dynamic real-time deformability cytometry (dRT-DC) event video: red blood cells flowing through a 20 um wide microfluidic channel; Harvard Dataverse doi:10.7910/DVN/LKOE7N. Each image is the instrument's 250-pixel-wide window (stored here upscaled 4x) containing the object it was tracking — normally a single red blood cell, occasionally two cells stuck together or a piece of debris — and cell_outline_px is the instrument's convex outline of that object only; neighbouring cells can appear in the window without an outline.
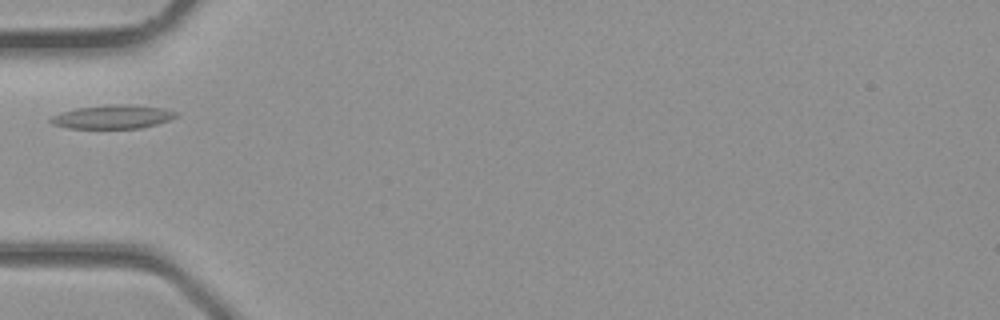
{"species": "common noctule bat (a hibernating species)", "species_latin": "Nyctalus noctula", "temperature_condition": "room temperature", "stored_images_in_passage": 1, "camera_frame_rate_fps": 3000, "um_per_image_px": 0.085, "animal": {"sex": "male", "body_mass_g": 23.1, "forearm_length_mm": 52.7}, "frame": {"image": 1, "passage_image": 1, "time_ms": 0.0, "image_size_px": [1000, 320], "cell_outline_px": [[176, 116], [168, 120], [156, 124], [140, 128], [68, 128], [52, 124], [48, 120], [52, 116], [60, 112], [76, 108], [104, 104], [128, 104], [164, 108], [176, 112]], "centroid_in_image_um": [9.53, 9.92], "position_along_channel_um": 75.5, "area_um2": 17.34}}